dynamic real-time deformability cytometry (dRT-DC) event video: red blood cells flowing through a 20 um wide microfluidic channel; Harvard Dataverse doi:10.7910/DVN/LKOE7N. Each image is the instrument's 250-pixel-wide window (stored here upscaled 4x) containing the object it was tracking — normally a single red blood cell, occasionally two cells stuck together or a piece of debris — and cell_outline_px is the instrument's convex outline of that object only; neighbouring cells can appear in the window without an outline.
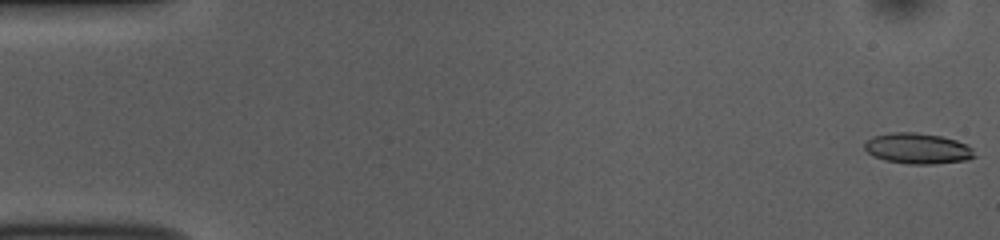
{"species": "common noctule bat (a hibernating species)", "species_latin": "Nyctalus noctula", "temperature_condition": "room temperature", "stored_images_in_passage": 53, "camera_frame_rate_fps": 3000, "um_per_image_px": 0.085, "animal": {"sex": "female", "body_mass_g": 10.0, "forearm_length_mm": 53.1}, "frame": {"image": 1, "passage_image": 1, "time_ms": 0.0, "image_size_px": [1000, 240], "cell_outline_px": [[976, 156], [968, 160], [932, 164], [908, 164], [884, 160], [872, 156], [864, 148], [864, 144], [872, 136], [888, 132], [916, 132], [940, 136], [956, 140], [968, 144], [972, 148]], "centroid_in_image_um": [78.0, 12.62], "position_along_channel_um": 7.0, "area_um2": 19.88}}
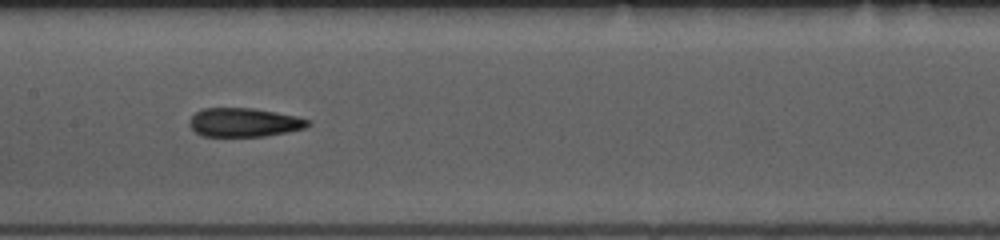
{"frame": {"image": 2, "passage_image": 26, "time_ms": 8.333, "image_size_px": [1000, 240], "cell_outline_px": [[312, 124], [304, 128], [288, 132], [264, 136], [204, 136], [196, 132], [188, 124], [188, 120], [196, 112], [204, 108], [252, 108], [276, 112], [296, 116], [312, 120]], "centroid_in_image_um": [20.77, 10.4], "position_along_channel_um": 186.6, "area_um2": 19.94}}
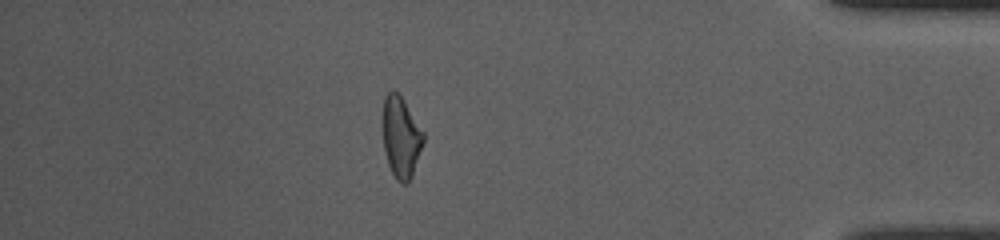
{"frame": {"image": 3, "passage_image": 46, "time_ms": 15.0, "image_size_px": [1000, 240], "cell_outline_px": [[424, 140], [412, 176], [408, 184], [400, 184], [396, 180], [388, 164], [384, 148], [384, 96], [392, 88], [404, 100], [424, 132]], "centroid_in_image_um": [34.1, 11.68], "position_along_channel_um": 401.1, "area_um2": 19.02}, "authors_computed_cell_mechanics": {"area_um2": 19.9988, "velocity_mm_per_s": 3.8165, "shape_relaxation_time_tau1_ms": 4.8727, "shape_relaxation_time_tau2_ms": 3.8531, "deformation_change_tau1": 0.1519, "deformation_change_tau2": 0.1393}}